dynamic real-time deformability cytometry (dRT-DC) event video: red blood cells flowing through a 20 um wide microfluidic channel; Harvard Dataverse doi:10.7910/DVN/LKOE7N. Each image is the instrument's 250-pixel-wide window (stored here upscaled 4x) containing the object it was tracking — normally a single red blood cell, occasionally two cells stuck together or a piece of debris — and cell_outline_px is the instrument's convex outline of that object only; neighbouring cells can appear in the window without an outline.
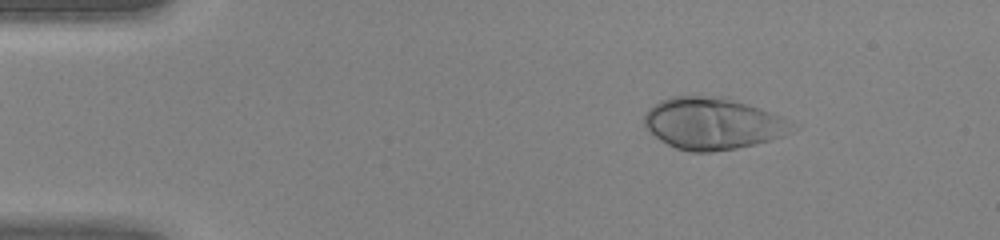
{"species": "human", "species_latin": "Homo sapiens", "temperature_condition": "warm", "stored_images_in_passage": 45, "camera_frame_rate_fps": 3000, "um_per_image_px": 0.085, "donor": {"sex": "female"}, "frame": {"image": 1, "passage_image": 7, "time_ms": 2.0, "image_size_px": [1000, 240], "cell_outline_px": [[796, 128], [784, 136], [736, 148], [712, 152], [692, 152], [676, 148], [660, 140], [644, 124], [644, 112], [648, 108], [660, 100], [672, 96], [728, 96], [772, 112], [780, 116]], "centroid_in_image_um": [60.56, 10.47], "position_along_channel_um": 24.4, "area_um2": 44.62}}
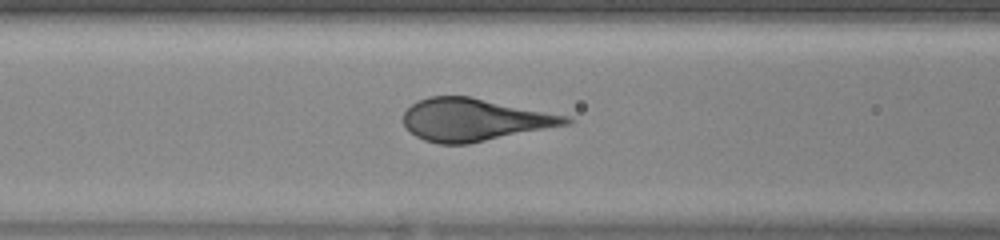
{"frame": {"image": 2, "passage_image": 19, "time_ms": 6.0, "image_size_px": [1000, 240], "cell_outline_px": [[576, 120], [568, 124], [468, 144], [436, 144], [424, 140], [416, 136], [404, 124], [404, 112], [416, 100], [428, 96], [472, 96], [568, 116]], "centroid_in_image_um": [40.31, 10.17], "position_along_channel_um": 126.3, "area_um2": 40.17}}
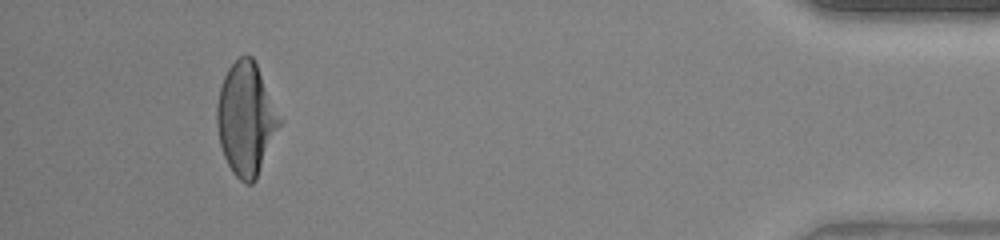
{"frame": {"image": 3, "passage_image": 42, "time_ms": 13.667, "image_size_px": [1000, 240], "cell_outline_px": [[284, 120], [256, 180], [252, 184], [248, 184], [240, 180], [232, 172], [224, 156], [220, 144], [216, 124], [216, 104], [220, 88], [224, 76], [228, 68], [240, 56], [252, 56]], "centroid_in_image_um": [20.94, 10.13], "position_along_channel_um": 414.3, "area_um2": 41.5}}